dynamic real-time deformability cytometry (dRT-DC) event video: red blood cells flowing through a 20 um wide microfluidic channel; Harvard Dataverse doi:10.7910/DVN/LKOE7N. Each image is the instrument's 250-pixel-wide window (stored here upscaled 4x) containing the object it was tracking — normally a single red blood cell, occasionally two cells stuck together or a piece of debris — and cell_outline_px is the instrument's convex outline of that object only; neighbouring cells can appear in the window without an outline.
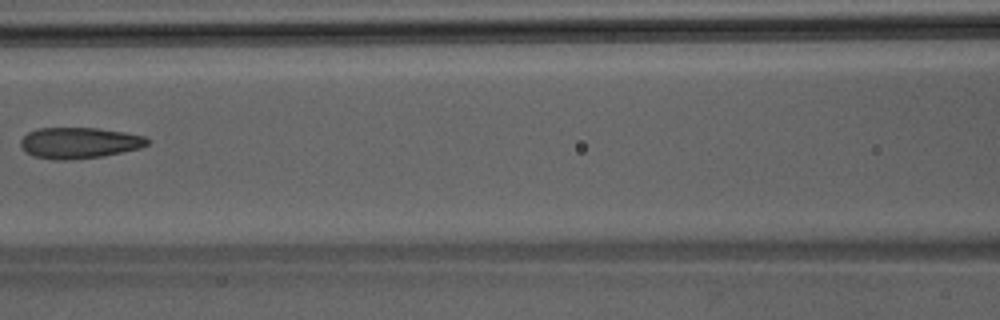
{"species": "Egyptian fruit bat (a non-hibernating species)", "species_latin": "Rousettus aegyptiacus", "temperature_condition": "room temperature", "stored_images_in_passage": 6, "camera_frame_rate_fps": 3000, "um_per_image_px": 0.085, "animal": {"sex": "male"}, "frame": {"image": 1, "passage_image": 6, "time_ms": 1.667, "image_size_px": [1000, 320], "cell_outline_px": [[148, 144], [140, 148], [104, 156], [72, 160], [56, 160], [32, 156], [24, 152], [20, 144], [20, 140], [28, 132], [40, 128], [96, 128], [124, 132], [144, 136], [148, 140]], "centroid_in_image_um": [6.7, 12.15], "position_along_channel_um": 159.9, "area_um2": 23.0}}